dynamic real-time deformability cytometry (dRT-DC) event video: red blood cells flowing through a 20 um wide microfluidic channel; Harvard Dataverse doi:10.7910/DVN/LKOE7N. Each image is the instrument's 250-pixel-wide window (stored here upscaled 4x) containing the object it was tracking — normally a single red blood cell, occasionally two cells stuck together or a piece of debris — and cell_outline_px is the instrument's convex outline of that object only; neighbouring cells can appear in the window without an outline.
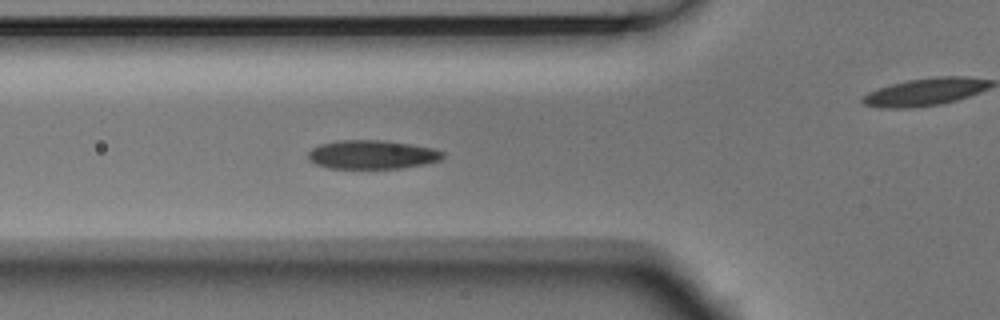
{"species": "Egyptian fruit bat (a non-hibernating species)", "species_latin": "Rousettus aegyptiacus", "temperature_condition": "room temperature", "stored_images_in_passage": 5, "segment_of_instrument_passage": [1, 2], "camera_frame_rate_fps": 3000, "um_per_image_px": 0.085, "animal": {"sex": "male"}, "frame": {"image": 1, "passage_image": 4, "time_ms": 1.0, "image_size_px": [1000, 320], "cell_outline_px": [[444, 156], [440, 160], [424, 164], [400, 168], [328, 168], [316, 164], [308, 160], [308, 152], [312, 148], [320, 144], [336, 140], [380, 140], [408, 144], [432, 148], [444, 152]], "centroid_in_image_um": [31.59, 13.14], "position_along_channel_um": 94.2, "area_um2": 22.48}}